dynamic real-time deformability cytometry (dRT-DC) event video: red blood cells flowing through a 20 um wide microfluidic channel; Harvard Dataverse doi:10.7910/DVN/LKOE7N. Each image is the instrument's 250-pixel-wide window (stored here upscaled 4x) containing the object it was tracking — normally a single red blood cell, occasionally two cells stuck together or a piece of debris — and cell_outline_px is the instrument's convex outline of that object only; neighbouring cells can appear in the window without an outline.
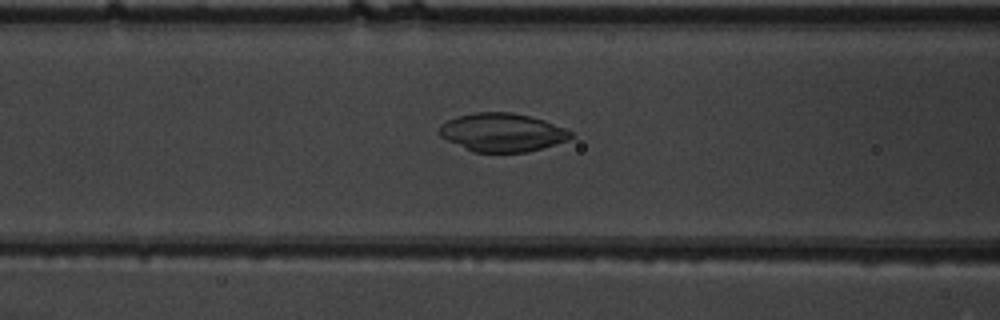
{"species": "common noctule bat (a hibernating species)", "species_latin": "Nyctalus noctula", "temperature_condition": "warm", "stored_images_in_passage": 40, "camera_frame_rate_fps": 3000, "um_per_image_px": 0.085, "animal": {"sex": "male", "body_mass_g": 19.5, "forearm_length_mm": 54.6}, "frame": {"image": 1, "passage_image": 11, "time_ms": 3.333, "image_size_px": [1000, 320], "cell_outline_px": [[576, 136], [568, 140], [528, 152], [472, 152], [440, 136], [440, 124], [448, 120], [460, 116], [476, 112], [512, 112], [544, 120], [564, 128], [572, 132]], "centroid_in_image_um": [42.71, 11.26], "position_along_channel_um": 123.9, "area_um2": 29.25}}
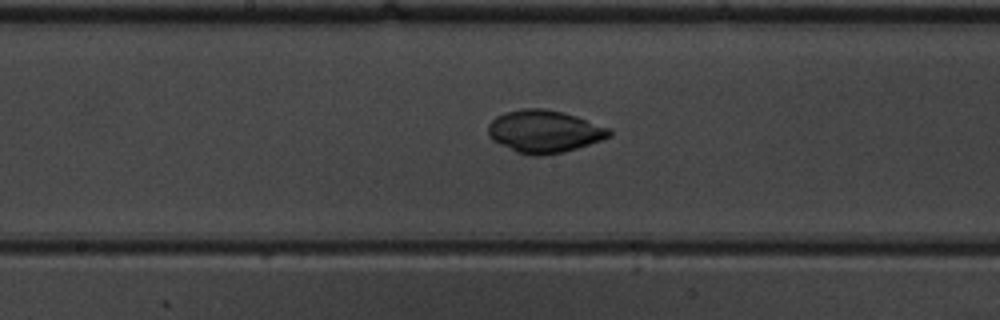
{"frame": {"image": 2, "passage_image": 17, "time_ms": 5.333, "image_size_px": [1000, 320], "cell_outline_px": [[612, 136], [564, 152], [540, 156], [532, 156], [516, 152], [492, 140], [488, 136], [488, 124], [496, 116], [504, 112], [520, 108], [544, 108], [564, 112], [576, 116], [608, 128], [612, 132]], "centroid_in_image_um": [46.22, 11.16], "position_along_channel_um": 202.0, "area_um2": 30.06}}
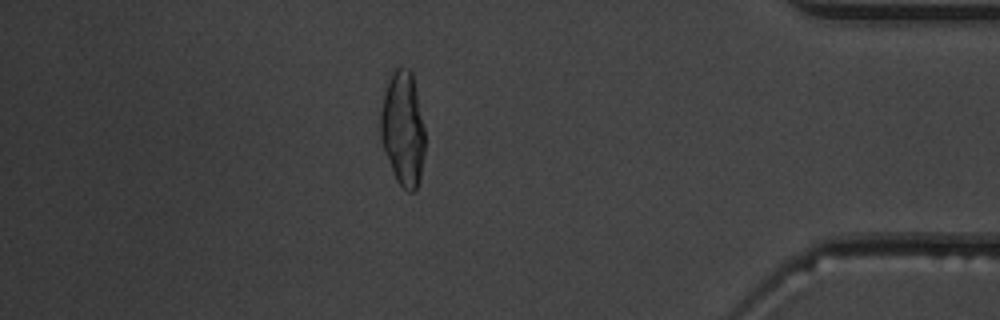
{"frame": {"image": 3, "passage_image": 35, "time_ms": 11.333, "image_size_px": [1000, 320], "cell_outline_px": [[424, 152], [420, 180], [416, 188], [412, 192], [408, 192], [396, 180], [380, 140], [380, 112], [388, 72], [400, 64], [408, 68], [412, 72], [424, 128]], "centroid_in_image_um": [34.22, 10.86], "position_along_channel_um": 401.0, "area_um2": 30.06}}